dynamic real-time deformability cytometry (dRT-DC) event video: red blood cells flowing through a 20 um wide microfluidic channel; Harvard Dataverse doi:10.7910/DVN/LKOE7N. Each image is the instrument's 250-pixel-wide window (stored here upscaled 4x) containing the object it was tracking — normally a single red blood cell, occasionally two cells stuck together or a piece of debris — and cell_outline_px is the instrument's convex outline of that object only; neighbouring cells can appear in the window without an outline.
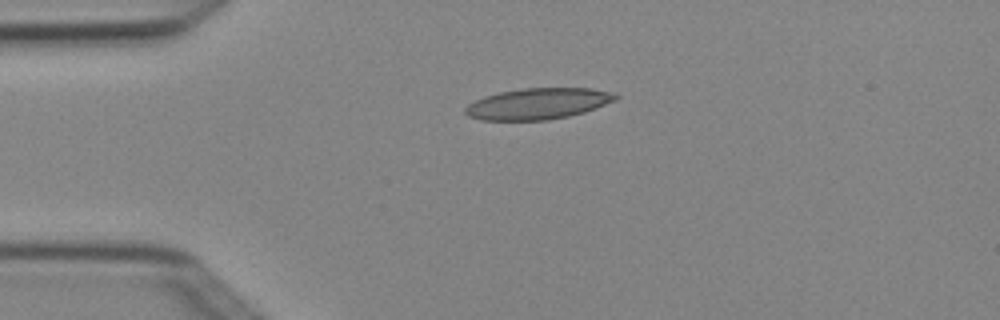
{"species": "Egyptian fruit bat (a non-hibernating species)", "species_latin": "Rousettus aegyptiacus", "temperature_condition": "cold", "stored_images_in_passage": 5, "camera_frame_rate_fps": 3000, "um_per_image_px": 0.085, "animal": {"sex": "female"}, "frame": {"image": 1, "passage_image": 3, "time_ms": 0.667, "image_size_px": [1000, 320], "cell_outline_px": [[620, 96], [616, 100], [596, 108], [584, 112], [568, 116], [548, 120], [480, 120], [468, 116], [464, 112], [464, 108], [468, 104], [484, 96], [500, 92], [524, 88], [592, 88], [612, 92]], "centroid_in_image_um": [45.73, 8.81], "position_along_channel_um": 39.3, "area_um2": 27.34}}
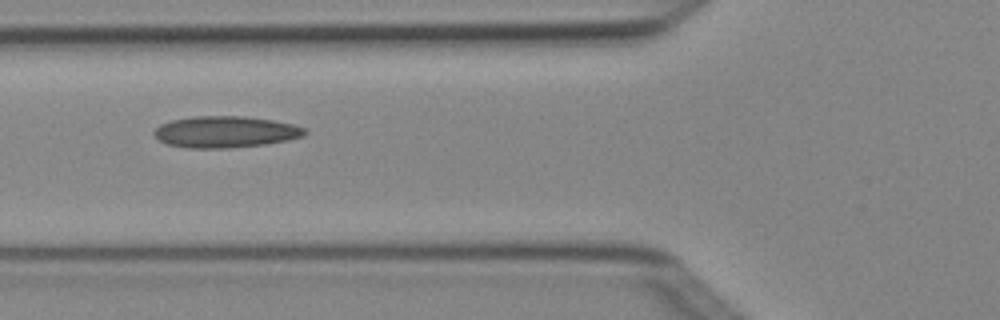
{"frame": {"image": 2, "passage_image": 5, "time_ms": 1.333, "image_size_px": [1000, 320], "cell_outline_px": [[308, 132], [304, 136], [288, 140], [264, 144], [228, 148], [188, 148], [168, 144], [152, 136], [152, 132], [160, 124], [172, 120], [196, 116], [244, 116], [272, 120], [292, 124], [304, 128]], "centroid_in_image_um": [19.14, 11.21], "position_along_channel_um": 106.7, "area_um2": 27.63}}